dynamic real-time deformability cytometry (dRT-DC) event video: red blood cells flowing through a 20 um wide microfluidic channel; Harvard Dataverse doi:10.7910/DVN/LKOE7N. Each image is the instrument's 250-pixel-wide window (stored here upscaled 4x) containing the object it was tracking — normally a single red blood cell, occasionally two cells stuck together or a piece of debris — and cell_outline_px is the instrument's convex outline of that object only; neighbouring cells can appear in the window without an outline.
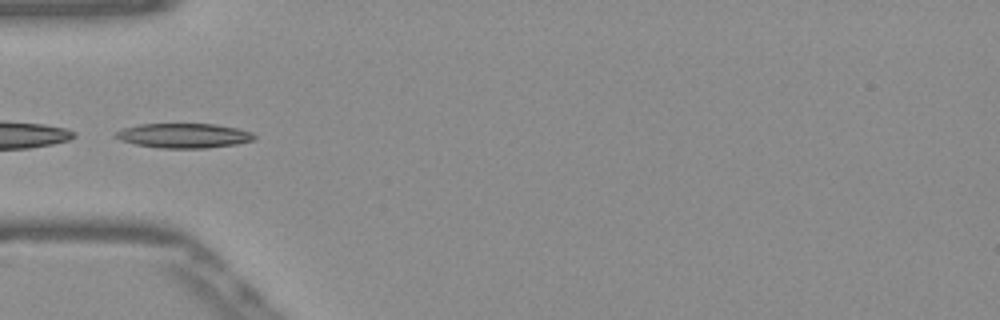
{"species": "Egyptian fruit bat (a non-hibernating species)", "species_latin": "Rousettus aegyptiacus", "temperature_condition": "warm", "stored_images_in_passage": 34, "camera_frame_rate_fps": 3000, "um_per_image_px": 0.085, "frame": {"image": 1, "passage_image": 1, "time_ms": 0.0, "image_size_px": [1000, 320], "cell_outline_px": [[256, 136], [252, 140], [236, 144], [208, 148], [160, 148], [136, 144], [120, 140], [112, 136], [116, 132], [124, 128], [140, 124], [212, 124], [236, 128], [252, 132]], "centroid_in_image_um": [15.6, 11.53], "position_along_channel_um": 69.4, "area_um2": 19.77}}
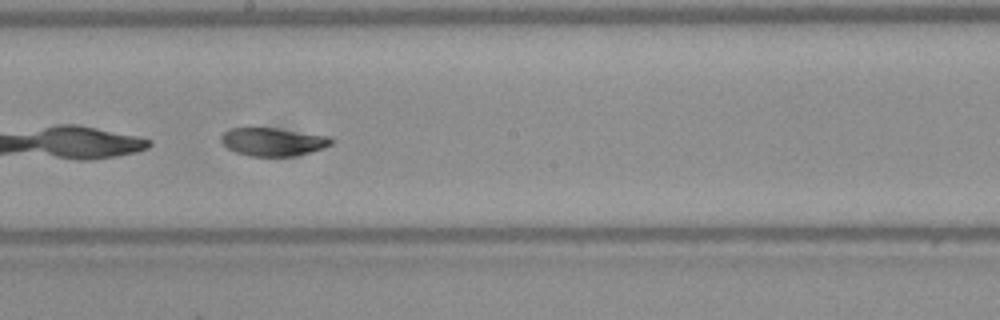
{"frame": {"image": 2, "passage_image": 13, "time_ms": 4.0, "image_size_px": [1000, 320], "cell_outline_px": [[332, 144], [324, 148], [292, 156], [248, 156], [236, 152], [228, 148], [220, 140], [220, 136], [228, 128], [272, 128], [332, 136]], "centroid_in_image_um": [23.19, 12.05], "position_along_channel_um": 225.0, "area_um2": 17.98}}
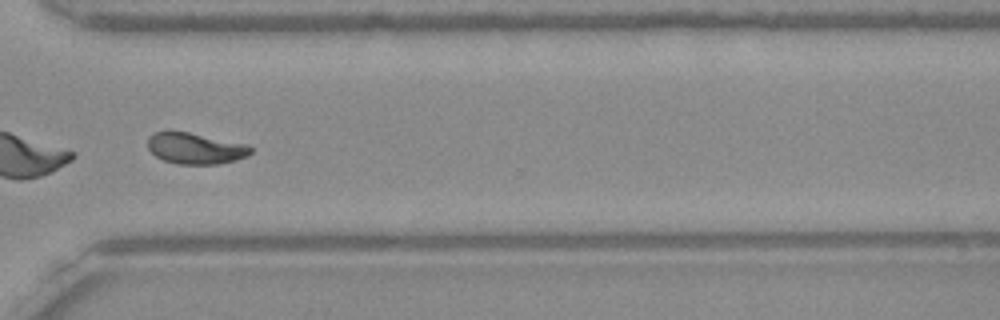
{"frame": {"image": 3, "passage_image": 23, "time_ms": 7.333, "image_size_px": [1000, 320], "cell_outline_px": [[252, 152], [248, 156], [236, 160], [216, 164], [176, 164], [164, 160], [156, 156], [148, 148], [148, 136], [156, 132], [188, 132], [244, 144], [252, 148]], "centroid_in_image_um": [16.6, 12.63], "position_along_channel_um": 354.0, "area_um2": 18.38}, "authors_computed_cell_mechanics": {"area_um2": 18.6983, "velocity_mm_per_s": 3.8708, "shape_relaxation_time_tau1_ms": 4.3312, "shape_relaxation_time_tau2_ms": 2.1635, "deformation_change_tau1": 0.1651, "deformation_change_tau2": 0.0397}}